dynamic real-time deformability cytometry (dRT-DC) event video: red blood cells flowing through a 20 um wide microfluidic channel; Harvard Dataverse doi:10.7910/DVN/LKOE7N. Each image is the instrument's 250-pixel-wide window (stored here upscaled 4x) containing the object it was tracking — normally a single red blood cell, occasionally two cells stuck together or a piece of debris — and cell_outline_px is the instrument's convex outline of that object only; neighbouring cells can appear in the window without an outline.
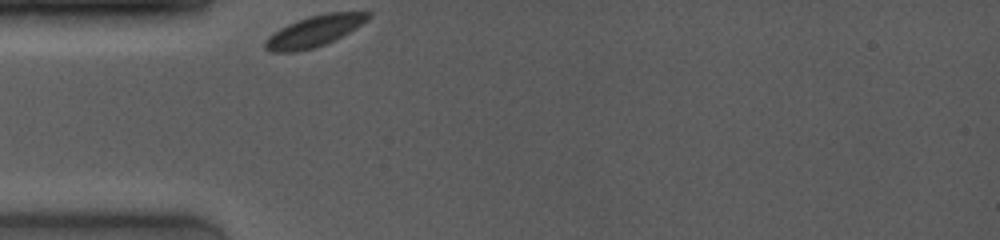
{"species": "common noctule bat (a hibernating species)", "species_latin": "Nyctalus noctula", "temperature_condition": "room temperature", "stored_images_in_passage": 30, "camera_frame_rate_fps": 4000, "um_per_image_px": 0.085, "animal": {"sex": "female", "body_mass_g": 19.0, "forearm_length_mm": 53.3}, "frame": {"image": 1, "passage_image": 1, "time_ms": 0.0, "image_size_px": [1000, 240], "cell_outline_px": [[372, 12], [356, 28], [324, 44], [312, 48], [296, 52], [268, 52], [264, 48], [264, 40], [268, 36], [280, 28], [288, 24], [312, 16], [328, 12]], "centroid_in_image_um": [26.62, 2.67], "position_along_channel_um": 58.4, "area_um2": 18.09}}
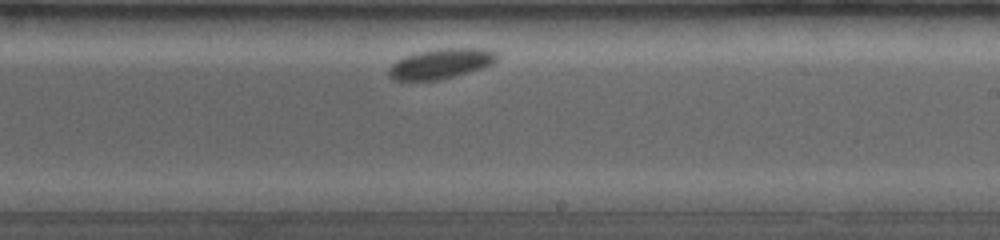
{"frame": {"image": 2, "passage_image": 18, "time_ms": 5.5, "image_size_px": [1000, 240], "cell_outline_px": [[496, 60], [492, 64], [468, 72], [440, 80], [392, 80], [388, 76], [388, 68], [396, 60], [416, 52], [436, 48], [488, 48], [496, 52]], "centroid_in_image_um": [37.44, 5.4], "position_along_channel_um": 251.6, "area_um2": 19.02}}
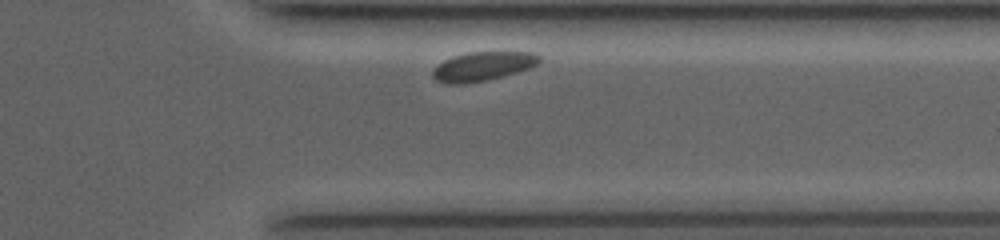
{"frame": {"image": 3, "passage_image": 28, "time_ms": 8.75, "image_size_px": [1000, 240], "cell_outline_px": [[540, 60], [536, 64], [528, 68], [504, 76], [488, 80], [464, 84], [444, 84], [436, 80], [432, 76], [432, 72], [436, 64], [452, 56], [468, 52], [532, 52], [540, 56]], "centroid_in_image_um": [40.97, 5.64], "position_along_channel_um": 370.4, "area_um2": 18.15}}